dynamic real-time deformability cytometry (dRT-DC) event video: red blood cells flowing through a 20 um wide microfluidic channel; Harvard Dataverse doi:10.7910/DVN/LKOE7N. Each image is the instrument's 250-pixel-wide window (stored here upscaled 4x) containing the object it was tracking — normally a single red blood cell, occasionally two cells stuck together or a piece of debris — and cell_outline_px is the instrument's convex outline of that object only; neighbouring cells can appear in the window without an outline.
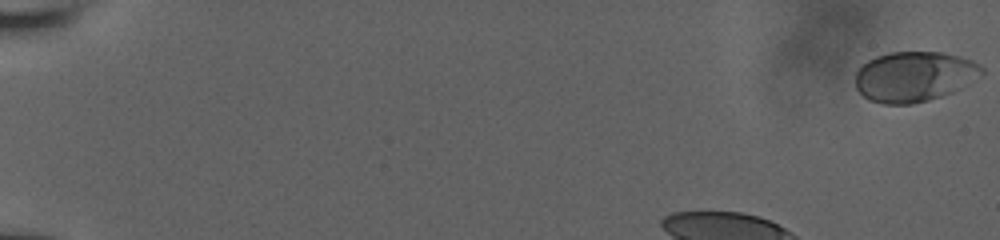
{"species": "human", "species_latin": "Homo sapiens", "temperature_condition": "room temperature", "stored_images_in_passage": 11, "camera_frame_rate_fps": 3000, "um_per_image_px": 0.085, "donor": {"sex": "male"}, "frame": {"image": 1, "passage_image": 1, "time_ms": 0.0, "image_size_px": [1000, 240], "cell_outline_px": [[984, 72], [952, 92], [928, 100], [912, 104], [884, 104], [868, 100], [856, 88], [856, 72], [860, 64], [876, 56], [892, 52], [944, 52], [960, 56], [972, 60], [980, 64], [984, 68]], "centroid_in_image_um": [77.67, 6.49], "position_along_channel_um": 7.3, "area_um2": 36.93}}
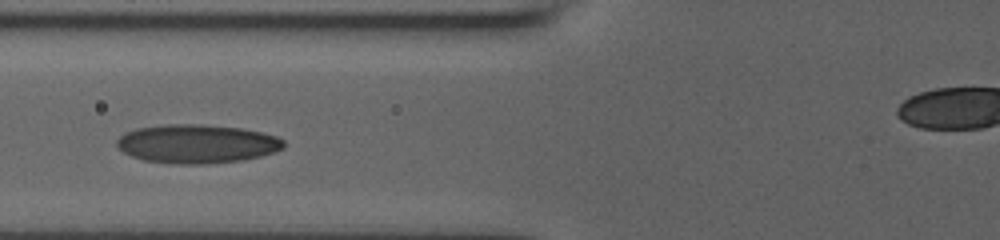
{"frame": {"image": 2, "passage_image": 10, "time_ms": 5.667, "image_size_px": [1000, 240], "cell_outline_px": [[284, 148], [260, 156], [244, 160], [204, 164], [176, 164], [144, 160], [132, 156], [124, 152], [116, 144], [116, 140], [124, 132], [136, 128], [168, 124], [192, 124], [240, 128], [260, 132], [276, 136], [284, 140]], "centroid_in_image_um": [16.72, 12.23], "position_along_channel_um": 109.1, "area_um2": 37.51}}